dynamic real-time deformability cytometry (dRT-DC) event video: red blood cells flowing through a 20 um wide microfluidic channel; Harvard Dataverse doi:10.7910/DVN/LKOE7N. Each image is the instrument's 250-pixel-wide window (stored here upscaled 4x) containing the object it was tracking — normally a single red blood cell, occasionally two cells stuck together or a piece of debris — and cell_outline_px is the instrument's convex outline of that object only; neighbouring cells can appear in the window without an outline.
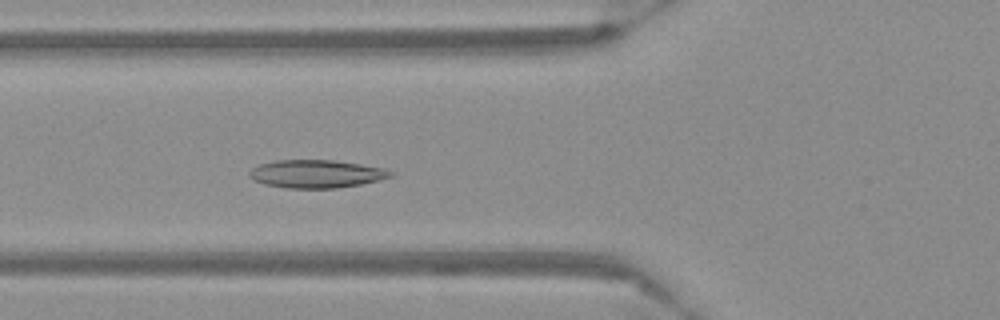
{"species": "Egyptian fruit bat (a non-hibernating species)", "species_latin": "Rousettus aegyptiacus", "temperature_condition": "warm", "stored_images_in_passage": 41, "camera_frame_rate_fps": 3000, "um_per_image_px": 0.085, "frame": {"image": 1, "passage_image": 6, "time_ms": 1.667, "image_size_px": [1000, 320], "cell_outline_px": [[396, 172], [392, 176], [360, 184], [336, 188], [288, 188], [264, 184], [252, 180], [248, 176], [248, 172], [252, 168], [260, 164], [276, 160], [332, 160], [360, 164], [384, 168]], "centroid_in_image_um": [26.85, 14.77], "position_along_channel_um": 98.9, "area_um2": 23.0}}
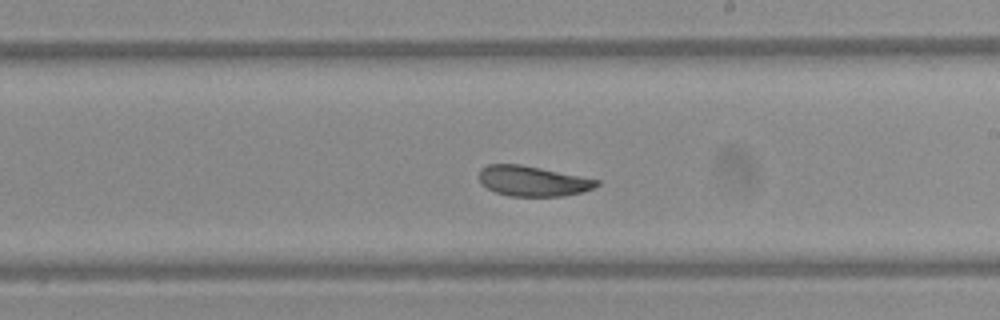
{"frame": {"image": 2, "passage_image": 18, "time_ms": 5.667, "image_size_px": [1000, 320], "cell_outline_px": [[600, 184], [592, 188], [580, 192], [564, 196], [508, 196], [496, 192], [480, 184], [480, 168], [488, 164], [520, 164], [600, 180]], "centroid_in_image_um": [45.26, 15.39], "position_along_channel_um": 243.7, "area_um2": 20.58}}
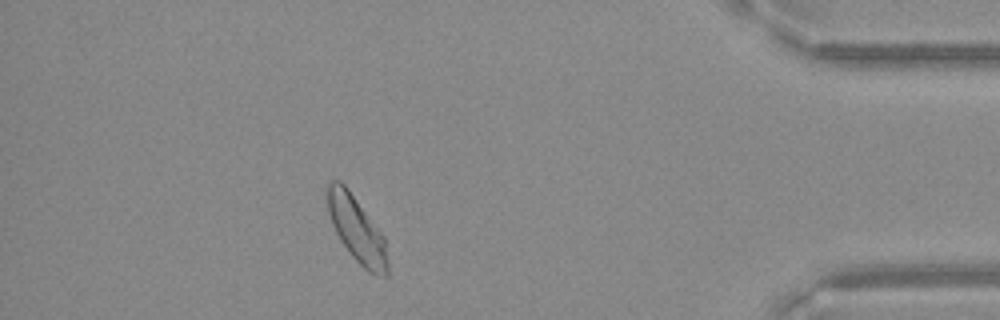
{"frame": {"image": 3, "passage_image": 35, "time_ms": 11.333, "image_size_px": [1000, 320], "cell_outline_px": [[388, 276], [384, 276], [368, 272], [352, 256], [340, 240], [332, 224], [328, 212], [324, 192], [324, 184], [332, 180], [340, 180], [348, 188], [384, 236], [388, 260]], "centroid_in_image_um": [30.27, 19.43], "position_along_channel_um": 404.9, "area_um2": 23.35}}